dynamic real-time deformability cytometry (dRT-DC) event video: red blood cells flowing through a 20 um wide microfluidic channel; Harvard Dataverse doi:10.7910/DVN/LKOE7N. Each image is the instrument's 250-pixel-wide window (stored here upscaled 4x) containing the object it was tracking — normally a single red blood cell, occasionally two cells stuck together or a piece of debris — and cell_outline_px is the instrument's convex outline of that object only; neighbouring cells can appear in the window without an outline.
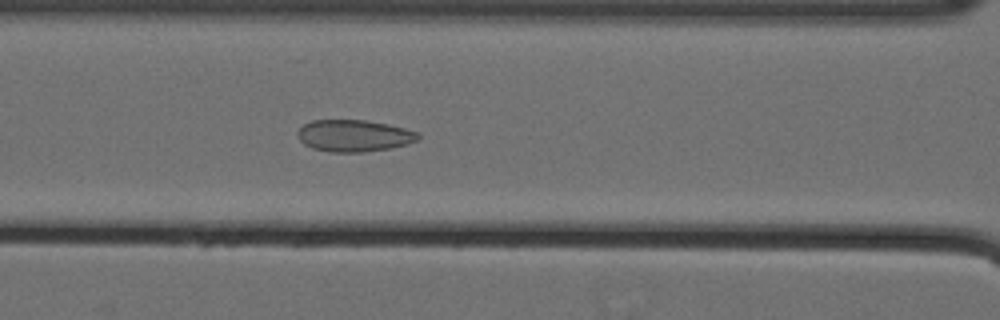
{"species": "Egyptian fruit bat (a non-hibernating species)", "species_latin": "Rousettus aegyptiacus", "temperature_condition": "cold", "stored_images_in_passage": 60, "camera_frame_rate_fps": 3000, "um_per_image_px": 0.085, "animal": {"sex": "female"}, "frame": {"image": 1, "passage_image": 29, "time_ms": 9.333, "image_size_px": [1000, 320], "cell_outline_px": [[420, 140], [408, 144], [388, 148], [364, 152], [328, 152], [312, 148], [304, 144], [296, 136], [296, 132], [304, 124], [312, 120], [364, 120], [388, 124], [420, 132]], "centroid_in_image_um": [30.09, 11.54], "position_along_channel_um": 136.5, "area_um2": 22.54}}
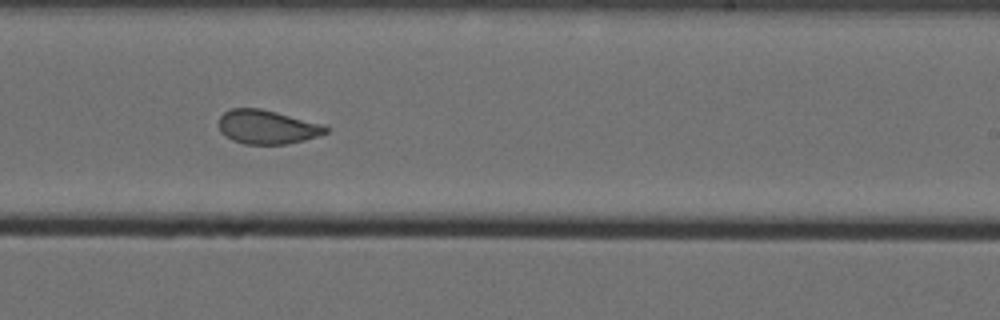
{"frame": {"image": 2, "passage_image": 40, "time_ms": 13.0, "image_size_px": [1000, 320], "cell_outline_px": [[328, 132], [320, 136], [304, 140], [284, 144], [244, 144], [232, 140], [224, 136], [220, 132], [216, 124], [220, 116], [224, 112], [232, 108], [260, 108], [324, 124], [328, 128]], "centroid_in_image_um": [22.67, 10.79], "position_along_channel_um": 266.3, "area_um2": 21.44}}
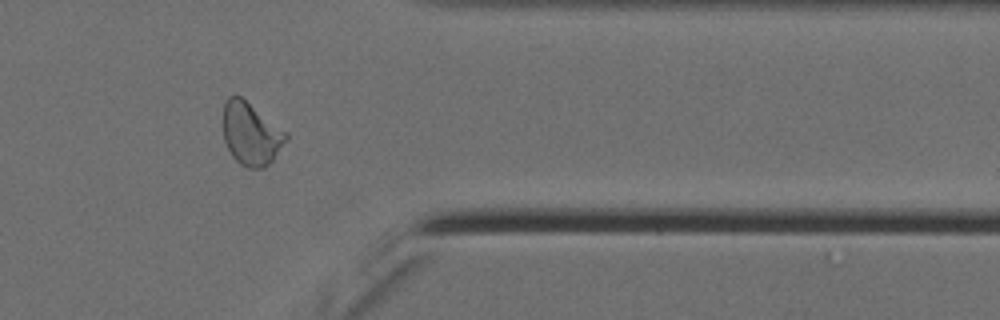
{"frame": {"image": 3, "passage_image": 51, "time_ms": 16.667, "image_size_px": [1000, 320], "cell_outline_px": [[288, 136], [272, 160], [264, 168], [248, 168], [240, 164], [232, 156], [224, 140], [224, 104], [228, 96], [240, 96], [288, 132]], "centroid_in_image_um": [21.33, 11.37], "position_along_channel_um": 390.1, "area_um2": 22.66}, "authors_computed_cell_mechanics": {"area_um2": 23.987, "velocity_mm_per_s": 3.5514, "shape_relaxation_time_tau1_ms": null, "shape_relaxation_time_tau2_ms": 1.1049, "deformation_change_tau1": null, "deformation_change_tau2": 0.0677}}